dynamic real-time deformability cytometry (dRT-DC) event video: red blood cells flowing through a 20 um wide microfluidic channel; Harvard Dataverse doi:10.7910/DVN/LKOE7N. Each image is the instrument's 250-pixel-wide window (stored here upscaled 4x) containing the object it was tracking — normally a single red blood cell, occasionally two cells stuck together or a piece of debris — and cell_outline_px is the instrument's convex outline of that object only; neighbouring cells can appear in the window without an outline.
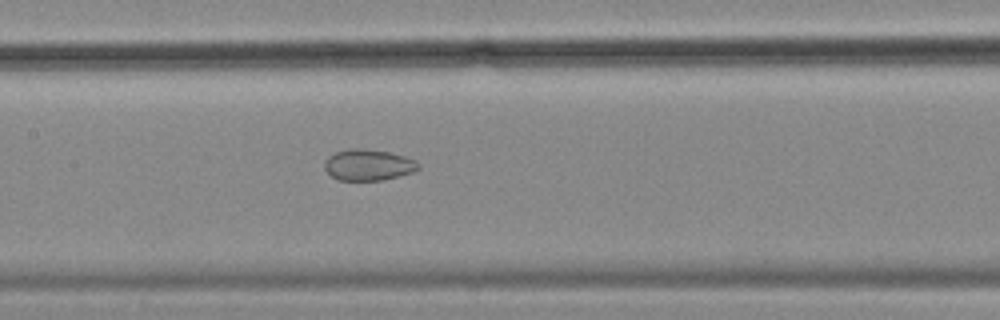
{"species": "common noctule bat (a hibernating species)", "species_latin": "Nyctalus noctula", "temperature_condition": "cold", "stored_images_in_passage": 57, "camera_frame_rate_fps": 3000, "um_per_image_px": 0.085, "animal": {"sex": "female", "body_mass_g": 18.4}, "frame": {"image": 1, "passage_image": 27, "time_ms": 8.667, "image_size_px": [1000, 320], "cell_outline_px": [[420, 168], [412, 172], [384, 180], [336, 180], [324, 168], [324, 160], [328, 156], [336, 152], [352, 148], [356, 148], [388, 152], [404, 156], [420, 164]], "centroid_in_image_um": [31.27, 14.03], "position_along_channel_um": 176.1, "area_um2": 16.88}}
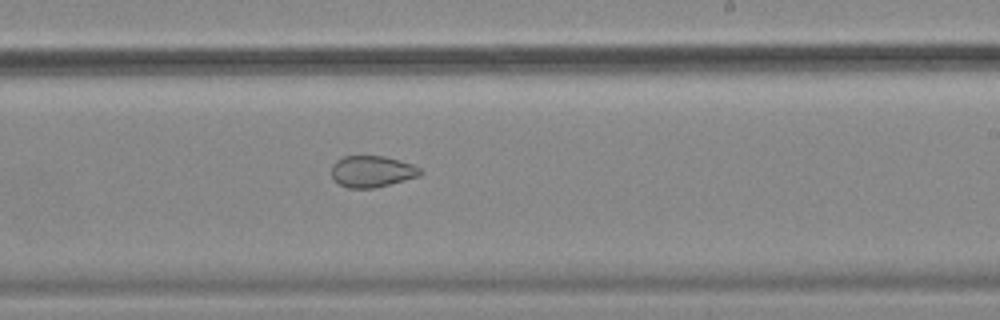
{"frame": {"image": 2, "passage_image": 34, "time_ms": 11.0, "image_size_px": [1000, 320], "cell_outline_px": [[424, 172], [420, 176], [372, 188], [348, 188], [340, 184], [332, 176], [332, 164], [336, 160], [344, 156], [384, 156], [400, 160], [412, 164], [420, 168]], "centroid_in_image_um": [31.63, 14.56], "position_along_channel_um": 257.4, "area_um2": 16.18}}
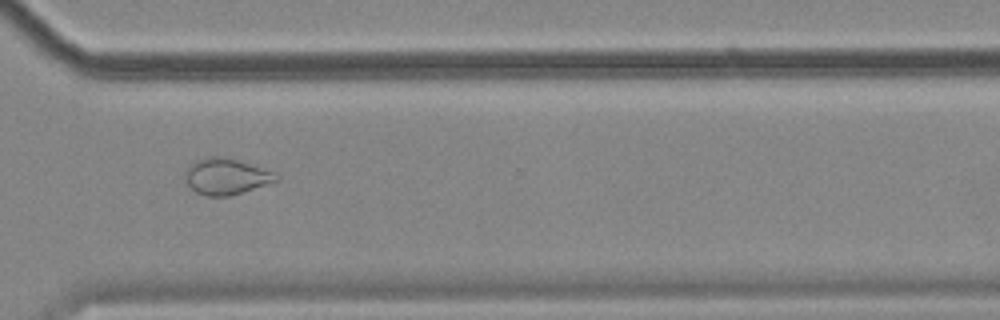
{"frame": {"image": 3, "passage_image": 42, "time_ms": 13.667, "image_size_px": [1000, 320], "cell_outline_px": [[280, 180], [228, 196], [204, 196], [196, 192], [188, 184], [184, 176], [184, 172], [188, 164], [196, 160], [212, 156], [220, 156], [236, 160], [272, 172], [280, 176]], "centroid_in_image_um": [19.17, 15.0], "position_along_channel_um": 351.4, "area_um2": 18.9}, "authors_computed_cell_mechanics": {"area_um2": 22.7732, "velocity_mm_per_s": 3.5057, "shape_relaxation_time_tau1_ms": null, "shape_relaxation_time_tau2_ms": 3.5634, "deformation_change_tau1": null, "deformation_change_tau2": 0.0793}}